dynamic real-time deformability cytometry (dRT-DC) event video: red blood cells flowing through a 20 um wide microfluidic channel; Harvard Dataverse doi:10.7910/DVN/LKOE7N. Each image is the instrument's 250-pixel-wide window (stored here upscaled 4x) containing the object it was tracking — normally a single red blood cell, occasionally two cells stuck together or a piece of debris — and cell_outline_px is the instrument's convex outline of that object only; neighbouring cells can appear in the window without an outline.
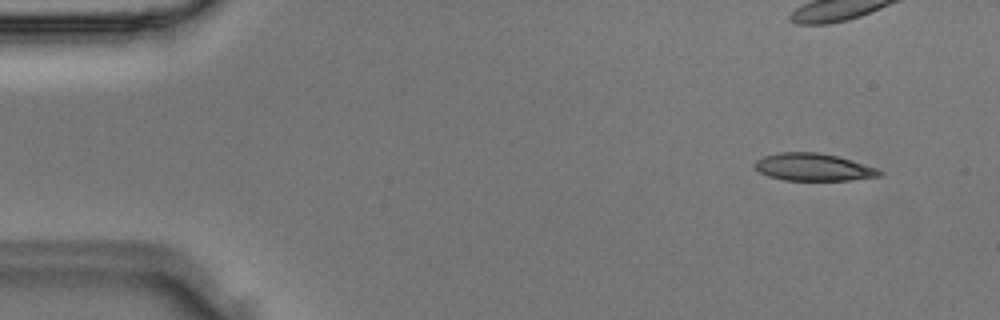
{"species": "Egyptian fruit bat (a non-hibernating species)", "species_latin": "Rousettus aegyptiacus", "temperature_condition": "room temperature", "stored_images_in_passage": 3, "camera_frame_rate_fps": 3000, "um_per_image_px": 0.085, "animal": {"sex": "male"}, "frame": {"image": 1, "passage_image": 1, "time_ms": 0.0, "image_size_px": [1000, 320], "cell_outline_px": [[884, 172], [880, 176], [848, 180], [784, 180], [768, 176], [760, 172], [752, 164], [756, 160], [764, 156], [780, 152], [816, 152], [836, 156], [876, 168]], "centroid_in_image_um": [69.09, 14.21], "position_along_channel_um": 15.9, "area_um2": 19.71}}